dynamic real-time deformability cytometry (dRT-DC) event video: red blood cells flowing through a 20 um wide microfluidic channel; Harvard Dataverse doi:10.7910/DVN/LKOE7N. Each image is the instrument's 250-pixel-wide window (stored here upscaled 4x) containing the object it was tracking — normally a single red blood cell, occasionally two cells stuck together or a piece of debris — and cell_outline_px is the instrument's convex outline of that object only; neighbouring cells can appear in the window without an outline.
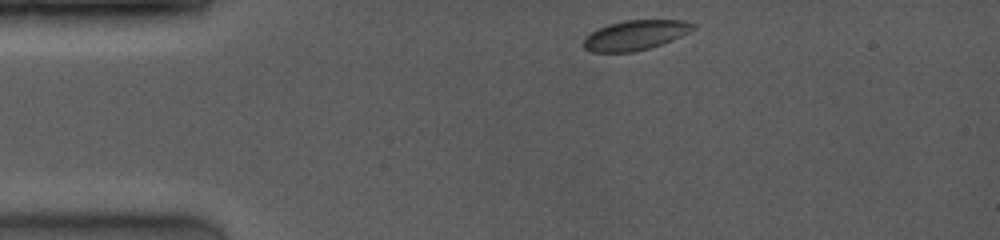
{"species": "common noctule bat (a hibernating species)", "species_latin": "Nyctalus noctula", "temperature_condition": "room temperature", "stored_images_in_passage": 29, "camera_frame_rate_fps": 4000, "um_per_image_px": 0.085, "animal": {"sex": "female", "body_mass_g": 19.0, "forearm_length_mm": 53.3}, "frame": {"image": 1, "passage_image": 1, "time_ms": 0.0, "image_size_px": [1000, 240], "cell_outline_px": [[696, 28], [672, 40], [648, 48], [632, 52], [592, 52], [584, 48], [584, 40], [596, 28], [608, 24], [624, 20], [684, 20], [696, 24]], "centroid_in_image_um": [54.01, 2.97], "position_along_channel_um": 31.0, "area_um2": 18.9}}
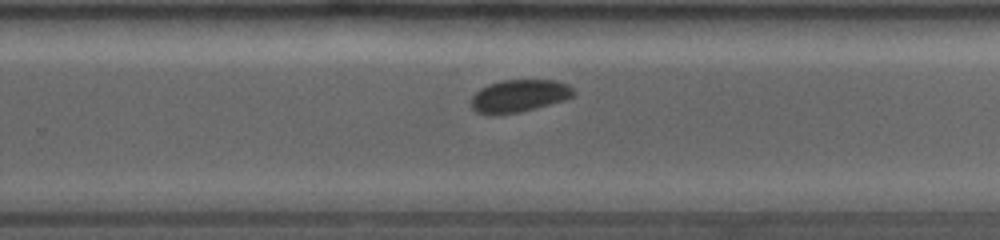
{"frame": {"image": 2, "passage_image": 19, "time_ms": 7.5, "image_size_px": [1000, 240], "cell_outline_px": [[576, 92], [572, 96], [564, 100], [536, 108], [520, 112], [476, 112], [472, 108], [472, 96], [480, 88], [488, 84], [500, 80], [556, 80], [568, 84], [576, 88]], "centroid_in_image_um": [44.2, 8.1], "position_along_channel_um": 285.6, "area_um2": 19.07}}
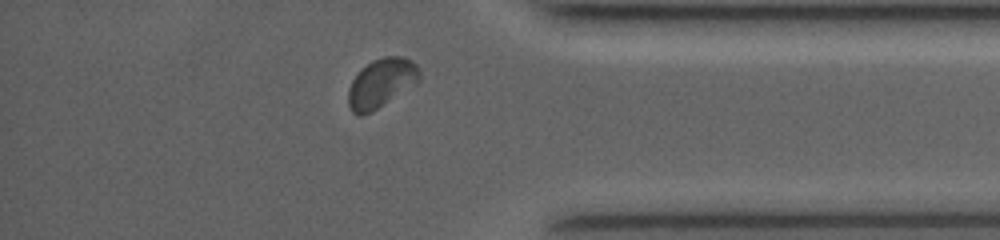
{"frame": {"image": 3, "passage_image": 27, "time_ms": 10.5, "image_size_px": [1000, 240], "cell_outline_px": [[420, 80], [416, 84], [372, 112], [360, 116], [356, 116], [352, 112], [348, 104], [348, 88], [352, 80], [372, 60], [384, 56], [404, 56], [412, 60], [420, 68]], "centroid_in_image_um": [32.43, 7.07], "position_along_channel_um": 402.8, "area_um2": 20.46}, "authors_computed_cell_mechanics": {"area_um2": 19.941, "velocity_mm_per_s": 4.0719, "shape_relaxation_time_tau1_ms": 1.3874, "shape_relaxation_time_tau2_ms": null, "deformation_change_tau1": 0.0515, "deformation_change_tau2": null}}